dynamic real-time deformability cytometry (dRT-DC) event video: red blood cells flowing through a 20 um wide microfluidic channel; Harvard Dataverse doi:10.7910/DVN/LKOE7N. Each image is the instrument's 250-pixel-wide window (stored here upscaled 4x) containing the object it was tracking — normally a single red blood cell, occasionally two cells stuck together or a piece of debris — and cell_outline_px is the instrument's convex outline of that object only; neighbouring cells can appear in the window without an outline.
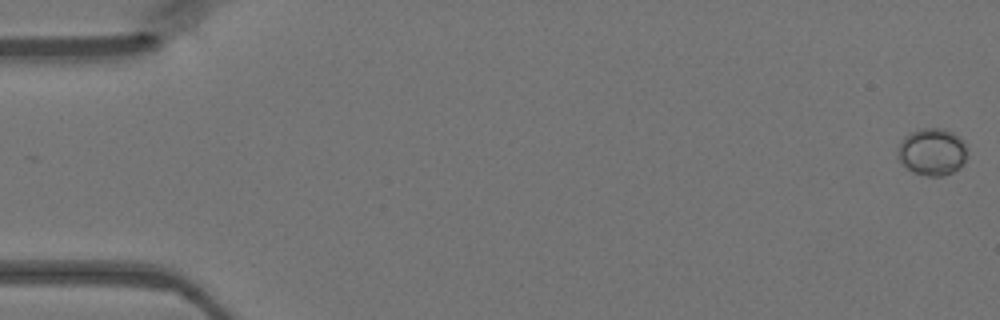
{"species": "Egyptian fruit bat (a non-hibernating species)", "species_latin": "Rousettus aegyptiacus", "temperature_condition": "warm", "stored_images_in_passage": 45, "camera_frame_rate_fps": 3000, "um_per_image_px": 0.085, "animal": {"sex": "female"}, "frame": {"image": 1, "passage_image": 1, "time_ms": 0.0, "image_size_px": [1000, 320], "cell_outline_px": [[968, 148], [964, 160], [952, 172], [940, 176], [924, 176], [912, 172], [900, 160], [896, 152], [896, 148], [900, 140], [904, 136], [920, 128], [944, 128], [960, 136], [964, 140]], "centroid_in_image_um": [79.21, 12.87], "position_along_channel_um": 5.8, "area_um2": 19.25}}
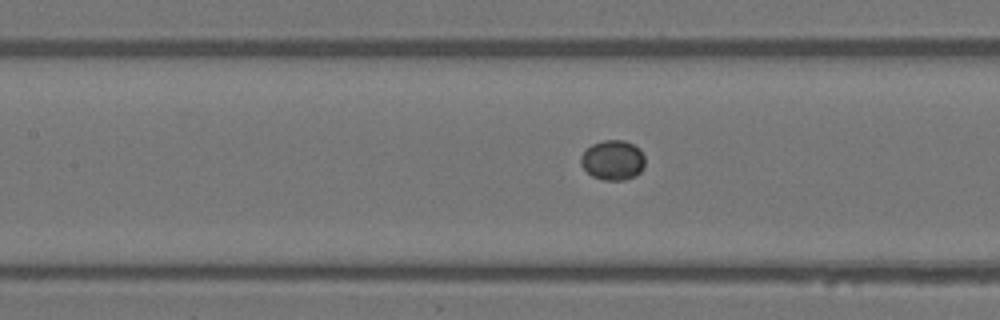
{"frame": {"image": 2, "passage_image": 22, "time_ms": 7.0, "image_size_px": [1000, 320], "cell_outline_px": [[644, 168], [636, 176], [624, 180], [604, 180], [592, 176], [580, 164], [580, 156], [592, 144], [604, 140], [624, 140], [640, 148], [644, 156]], "centroid_in_image_um": [52.11, 13.61], "position_along_channel_um": 155.3, "area_um2": 14.97}}
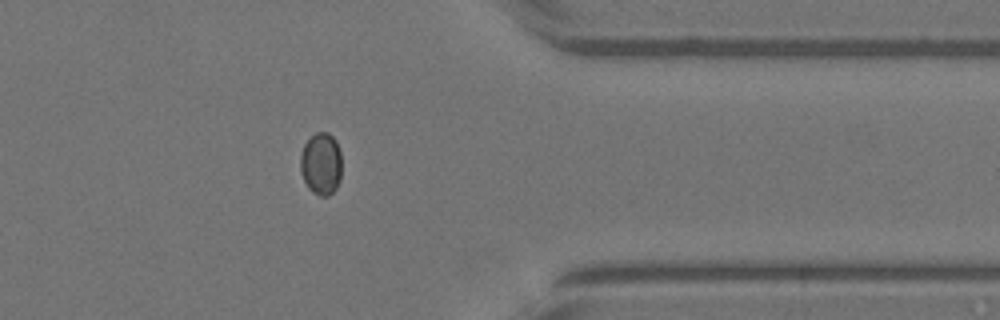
{"frame": {"image": 3, "passage_image": 39, "time_ms": 12.667, "image_size_px": [1000, 320], "cell_outline_px": [[340, 180], [336, 188], [328, 196], [320, 196], [312, 192], [308, 188], [304, 180], [300, 168], [300, 152], [304, 144], [316, 132], [328, 132], [336, 140], [340, 152]], "centroid_in_image_um": [27.28, 13.92], "position_along_channel_um": 384.1, "area_um2": 15.03}}